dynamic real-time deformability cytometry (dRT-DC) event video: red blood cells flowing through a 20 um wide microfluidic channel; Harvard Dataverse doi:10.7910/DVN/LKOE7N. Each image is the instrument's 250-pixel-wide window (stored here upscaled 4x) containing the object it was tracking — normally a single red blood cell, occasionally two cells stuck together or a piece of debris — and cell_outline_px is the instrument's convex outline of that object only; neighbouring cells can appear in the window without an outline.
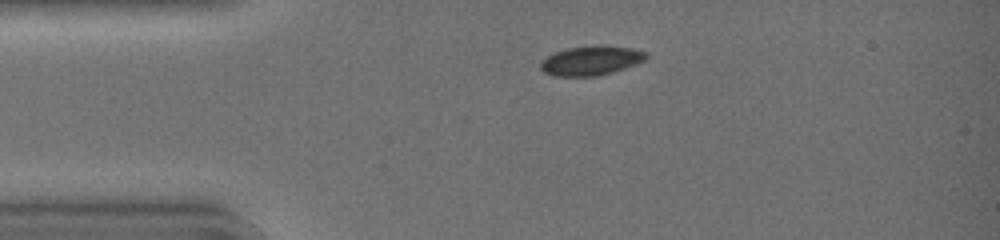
{"species": "common noctule bat (a hibernating species)", "species_latin": "Nyctalus noctula", "temperature_condition": "warm", "stored_images_in_passage": 34, "camera_frame_rate_fps": 3000, "um_per_image_px": 0.085, "animal": {"sex": "female", "body_mass_g": 19.0, "forearm_length_mm": 51.5}, "frame": {"image": 1, "passage_image": 1, "time_ms": 0.0, "image_size_px": [1000, 240], "cell_outline_px": [[648, 56], [644, 60], [636, 64], [612, 72], [596, 76], [556, 76], [544, 72], [540, 68], [540, 60], [556, 52], [568, 48], [600, 44], [632, 48], [648, 52]], "centroid_in_image_um": [50.25, 5.14], "position_along_channel_um": 34.7, "area_um2": 18.15}}
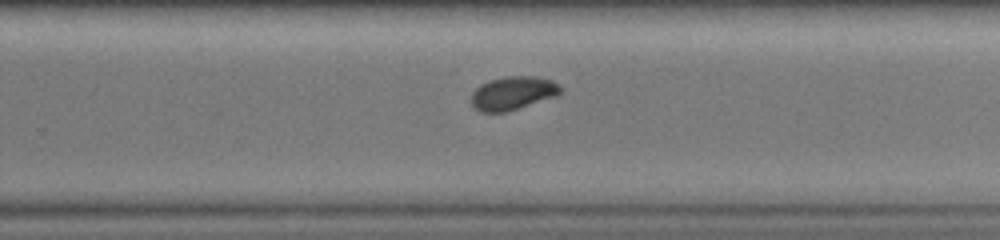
{"frame": {"image": 2, "passage_image": 20, "time_ms": 6.333, "image_size_px": [1000, 240], "cell_outline_px": [[564, 92], [556, 96], [508, 112], [480, 112], [472, 104], [472, 92], [480, 84], [488, 80], [504, 76], [536, 76], [552, 80], [560, 84], [564, 88]], "centroid_in_image_um": [43.64, 7.9], "position_along_channel_um": 286.2, "area_um2": 17.74}}
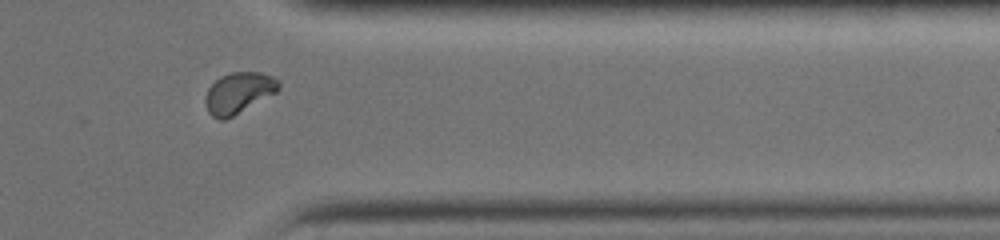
{"frame": {"image": 3, "passage_image": 27, "time_ms": 8.667, "image_size_px": [1000, 240], "cell_outline_px": [[280, 88], [276, 92], [232, 116], [224, 120], [220, 120], [212, 116], [208, 112], [204, 100], [204, 96], [208, 88], [220, 76], [232, 72], [260, 72], [272, 76], [280, 80]], "centroid_in_image_um": [20.27, 7.88], "position_along_channel_um": 391.1, "area_um2": 17.46}, "authors_computed_cell_mechanics": {"area_um2": 18.2359, "velocity_mm_per_s": 4.4896, "shape_relaxation_time_tau1_ms": 4.5767, "shape_relaxation_time_tau2_ms": null, "deformation_change_tau1": 0.1368, "deformation_change_tau2": null}}